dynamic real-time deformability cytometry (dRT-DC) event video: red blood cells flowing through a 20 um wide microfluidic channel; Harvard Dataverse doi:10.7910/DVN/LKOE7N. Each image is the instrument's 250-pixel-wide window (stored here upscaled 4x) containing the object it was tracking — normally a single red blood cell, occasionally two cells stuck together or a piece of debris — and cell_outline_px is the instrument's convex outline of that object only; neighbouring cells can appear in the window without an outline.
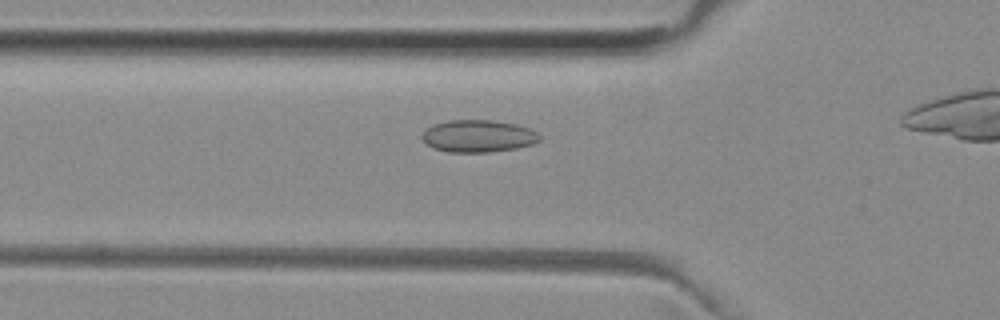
{"species": "common noctule bat (a hibernating species)", "species_latin": "Nyctalus noctula", "temperature_condition": "room temperature", "stored_images_in_passage": 35, "camera_frame_rate_fps": 3000, "um_per_image_px": 0.085, "animal": {"sex": "female", "body_mass_g": 29.2, "forearm_length_mm": 56.3}, "frame": {"image": 1, "passage_image": 10, "time_ms": 3.0, "image_size_px": [1000, 320], "cell_outline_px": [[540, 140], [532, 144], [516, 148], [492, 152], [448, 152], [432, 148], [420, 136], [432, 124], [448, 120], [492, 120], [516, 124], [528, 128], [536, 132], [540, 136]], "centroid_in_image_um": [40.63, 11.57], "position_along_channel_um": 85.2, "area_um2": 22.08}}
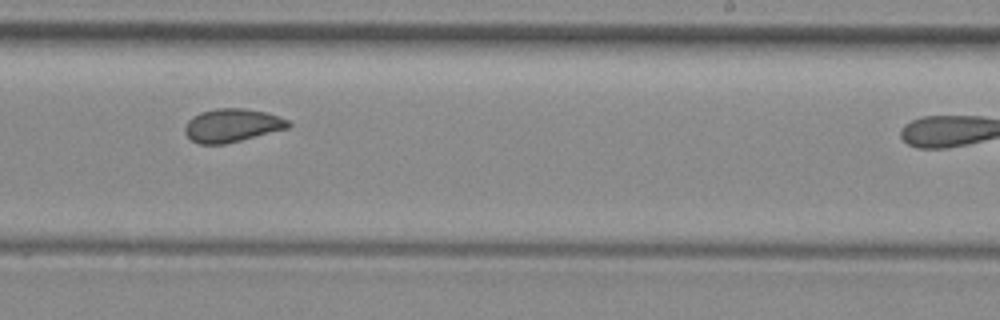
{"frame": {"image": 2, "passage_image": 24, "time_ms": 7.667, "image_size_px": [1000, 320], "cell_outline_px": [[292, 124], [288, 128], [224, 144], [196, 144], [184, 132], [184, 128], [188, 120], [192, 116], [200, 112], [216, 108], [240, 108], [264, 112], [288, 120]], "centroid_in_image_um": [19.68, 10.66], "position_along_channel_um": 269.3, "area_um2": 19.88}}
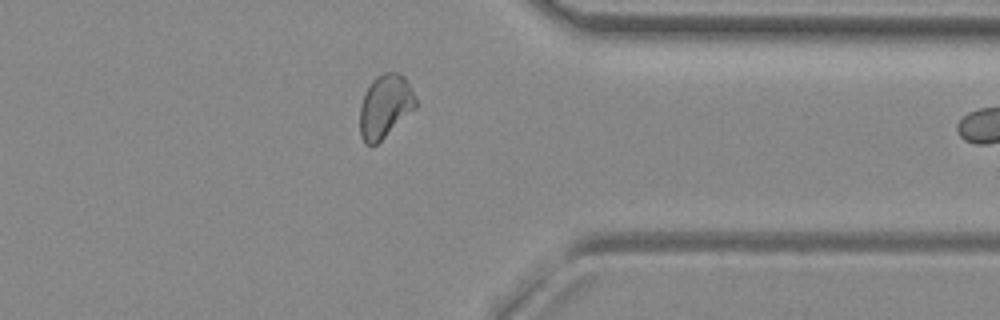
{"frame": {"image": 3, "passage_image": 33, "time_ms": 10.667, "image_size_px": [1000, 320], "cell_outline_px": [[416, 108], [376, 144], [364, 144], [360, 136], [360, 104], [364, 92], [372, 80], [376, 76], [384, 72], [400, 72], [404, 76], [416, 100]], "centroid_in_image_um": [32.7, 9.01], "position_along_channel_um": 378.7, "area_um2": 20.52}}